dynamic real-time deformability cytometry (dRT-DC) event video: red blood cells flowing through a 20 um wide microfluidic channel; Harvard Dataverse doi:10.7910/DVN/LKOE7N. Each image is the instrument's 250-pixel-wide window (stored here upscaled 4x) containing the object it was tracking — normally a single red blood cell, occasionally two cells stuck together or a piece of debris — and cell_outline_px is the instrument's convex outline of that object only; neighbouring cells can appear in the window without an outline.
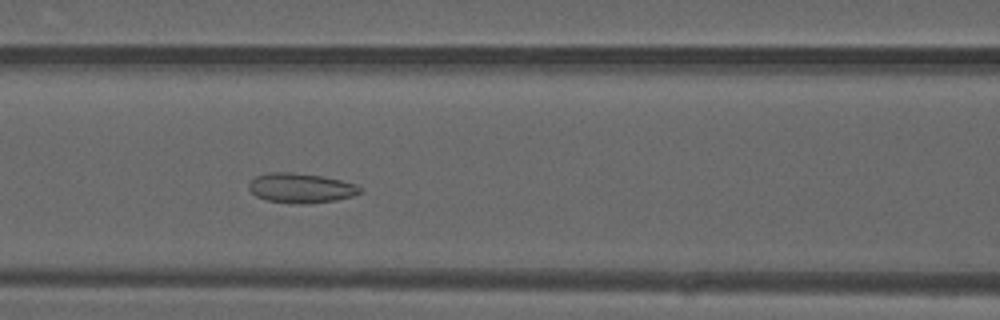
{"species": "common noctule bat (a hibernating species)", "species_latin": "Nyctalus noctula", "temperature_condition": "warm", "stored_images_in_passage": 43, "camera_frame_rate_fps": 3000, "um_per_image_px": 0.085, "animal": {"sex": "male", "forearm_length_mm": 52.5}, "frame": {"image": 1, "passage_image": 15, "time_ms": 4.667, "image_size_px": [1000, 320], "cell_outline_px": [[364, 192], [352, 196], [336, 200], [308, 204], [300, 204], [264, 200], [256, 196], [248, 188], [248, 184], [256, 176], [268, 172], [292, 172], [320, 176], [340, 180], [356, 184], [364, 188]], "centroid_in_image_um": [25.6, 15.99], "position_along_channel_um": 141.0, "area_um2": 19.42}}
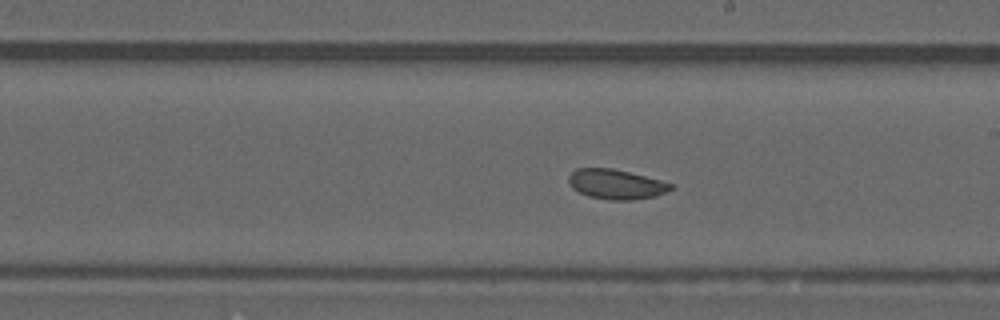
{"frame": {"image": 2, "passage_image": 22, "time_ms": 7.0, "image_size_px": [1000, 320], "cell_outline_px": [[672, 188], [656, 196], [632, 200], [608, 200], [588, 196], [572, 188], [568, 184], [568, 176], [576, 168], [612, 168], [660, 180], [672, 184]], "centroid_in_image_um": [52.31, 15.66], "position_along_channel_um": 236.7, "area_um2": 17.63}}
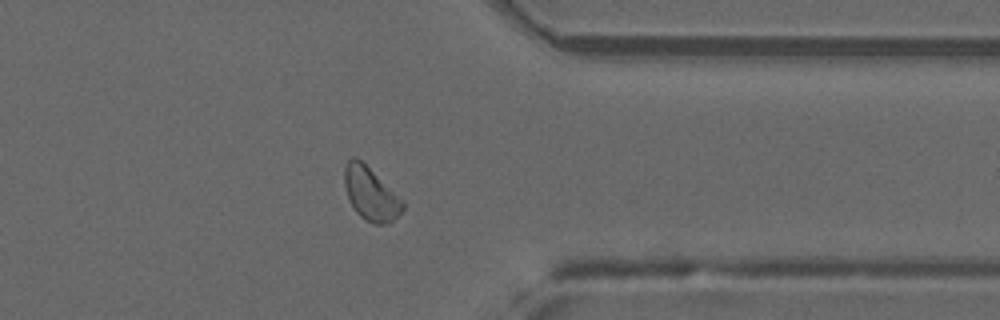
{"frame": {"image": 3, "passage_image": 33, "time_ms": 10.667, "image_size_px": [1000, 320], "cell_outline_px": [[404, 208], [388, 224], [372, 224], [364, 220], [352, 208], [344, 184], [344, 168], [348, 160], [352, 156], [356, 156], [404, 200]], "centroid_in_image_um": [31.49, 16.48], "position_along_channel_um": 379.9, "area_um2": 18.03}, "authors_computed_cell_mechanics": {"area_um2": 18.207, "velocity_mm_per_s": 4.1134, "shape_relaxation_time_tau1_ms": null, "shape_relaxation_time_tau2_ms": 7.4297, "deformation_change_tau1": null, "deformation_change_tau2": 0.1046}}